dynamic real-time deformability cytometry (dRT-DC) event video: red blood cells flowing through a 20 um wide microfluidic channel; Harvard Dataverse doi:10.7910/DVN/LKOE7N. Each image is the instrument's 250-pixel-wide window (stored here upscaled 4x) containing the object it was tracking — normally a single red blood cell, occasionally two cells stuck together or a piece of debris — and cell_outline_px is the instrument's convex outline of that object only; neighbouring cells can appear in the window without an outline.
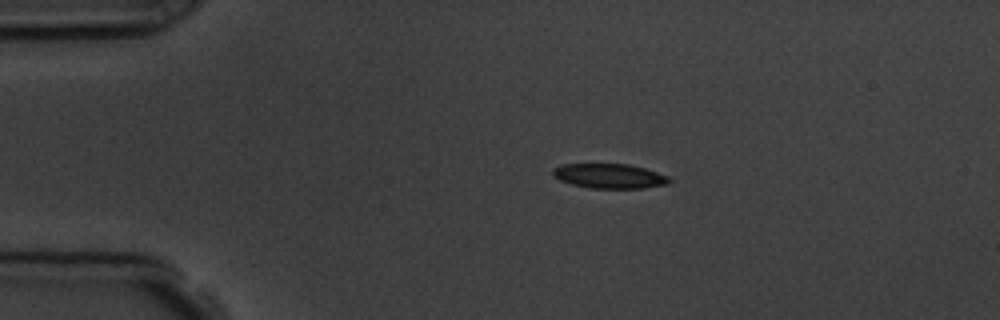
{"species": "common noctule bat (a hibernating species)", "species_latin": "Nyctalus noctula", "temperature_condition": "room temperature", "stored_images_in_passage": 4, "camera_frame_rate_fps": 3000, "um_per_image_px": 0.085, "animal": {"sex": "male", "body_mass_g": 19.5, "forearm_length_mm": 54.6}, "frame": {"image": 1, "passage_image": 1, "time_ms": 0.0, "image_size_px": [1000, 320], "cell_outline_px": [[672, 180], [668, 184], [644, 188], [592, 188], [572, 184], [560, 180], [552, 176], [552, 168], [560, 164], [628, 164], [644, 168], [668, 176]], "centroid_in_image_um": [51.78, 14.96], "position_along_channel_um": 33.2, "area_um2": 16.76}}
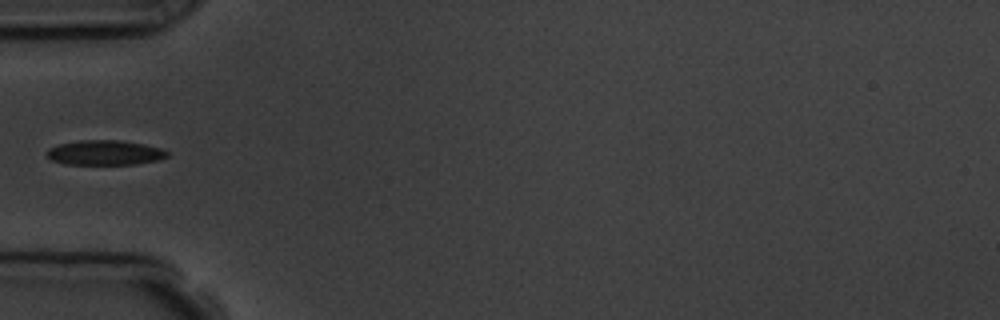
{"frame": {"image": 2, "passage_image": 3, "time_ms": 2.333, "image_size_px": [1000, 320], "cell_outline_px": [[168, 156], [160, 160], [136, 164], [64, 164], [52, 160], [44, 156], [44, 152], [48, 148], [60, 144], [80, 140], [116, 140], [144, 144], [160, 148], [168, 152]], "centroid_in_image_um": [8.87, 12.98], "position_along_channel_um": 76.1, "area_um2": 17.51}}